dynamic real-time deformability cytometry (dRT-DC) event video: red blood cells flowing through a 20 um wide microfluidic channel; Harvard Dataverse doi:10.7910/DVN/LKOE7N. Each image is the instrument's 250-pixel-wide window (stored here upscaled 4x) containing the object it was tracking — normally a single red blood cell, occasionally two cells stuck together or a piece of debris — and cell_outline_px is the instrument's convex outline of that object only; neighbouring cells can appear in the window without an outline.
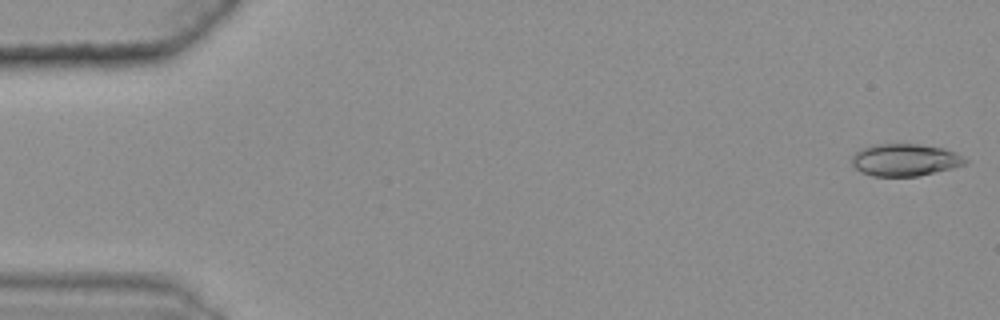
{"species": "common noctule bat (a hibernating species)", "species_latin": "Nyctalus noctula", "temperature_condition": "warm", "stored_images_in_passage": 49, "camera_frame_rate_fps": 3000, "um_per_image_px": 0.085, "animal": {"sex": "female", "body_mass_g": 25.1}, "frame": {"image": 1, "passage_image": 1, "time_ms": 0.0, "image_size_px": [1000, 320], "cell_outline_px": [[968, 160], [964, 164], [952, 168], [916, 176], [872, 176], [860, 172], [852, 164], [852, 156], [856, 152], [864, 148], [876, 144], [920, 144], [944, 148], [956, 152]], "centroid_in_image_um": [76.92, 13.59], "position_along_channel_um": 8.1, "area_um2": 21.15}}
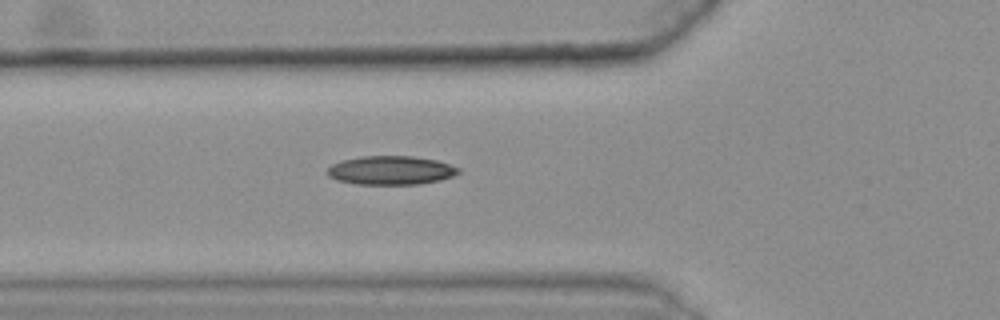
{"frame": {"image": 2, "passage_image": 20, "time_ms": 6.333, "image_size_px": [1000, 320], "cell_outline_px": [[460, 172], [452, 176], [440, 180], [420, 184], [356, 184], [336, 180], [328, 176], [324, 172], [332, 164], [340, 160], [360, 156], [412, 156], [436, 160], [460, 168]], "centroid_in_image_um": [33.17, 14.47], "position_along_channel_um": 92.6, "area_um2": 22.14}}
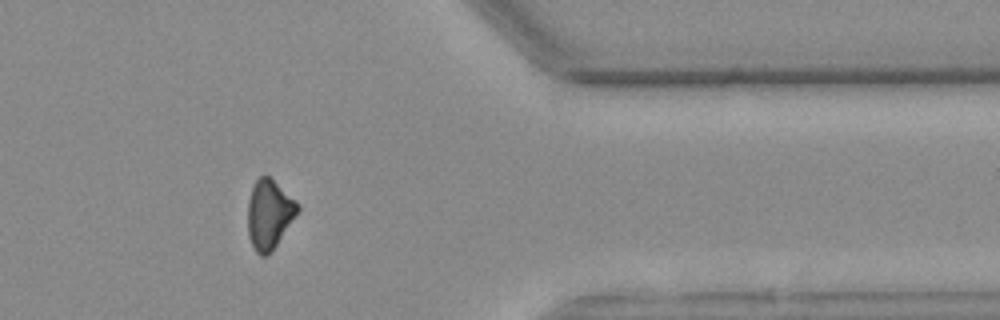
{"frame": {"image": 3, "passage_image": 46, "time_ms": 15.0, "image_size_px": [1000, 320], "cell_outline_px": [[300, 208], [276, 244], [264, 256], [260, 256], [256, 252], [248, 236], [248, 200], [252, 188], [256, 180], [260, 176], [268, 176], [296, 200], [300, 204]], "centroid_in_image_um": [22.86, 18.19], "position_along_channel_um": 388.5, "area_um2": 19.59}}